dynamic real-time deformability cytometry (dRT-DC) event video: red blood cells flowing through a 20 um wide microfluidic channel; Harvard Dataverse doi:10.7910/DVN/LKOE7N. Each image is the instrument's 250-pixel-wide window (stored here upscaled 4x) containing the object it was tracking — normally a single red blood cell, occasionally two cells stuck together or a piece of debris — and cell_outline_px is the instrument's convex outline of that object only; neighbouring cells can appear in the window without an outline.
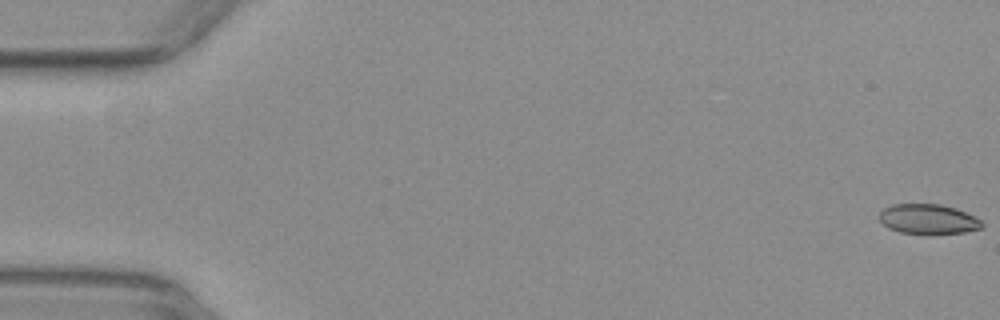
{"species": "common noctule bat (a hibernating species)", "species_latin": "Nyctalus noctula", "temperature_condition": "warm", "stored_images_in_passage": 54, "camera_frame_rate_fps": 3000, "um_per_image_px": 0.085, "animal": {"sex": "female", "body_mass_g": 29.2, "forearm_length_mm": 56.3}, "frame": {"image": 1, "passage_image": 1, "time_ms": 0.0, "image_size_px": [1000, 320], "cell_outline_px": [[984, 228], [964, 232], [928, 236], [900, 232], [888, 228], [880, 220], [880, 212], [884, 208], [892, 204], [940, 204], [956, 208], [976, 216], [984, 224]], "centroid_in_image_um": [78.94, 18.65], "position_along_channel_um": 6.1, "area_um2": 18.44}}
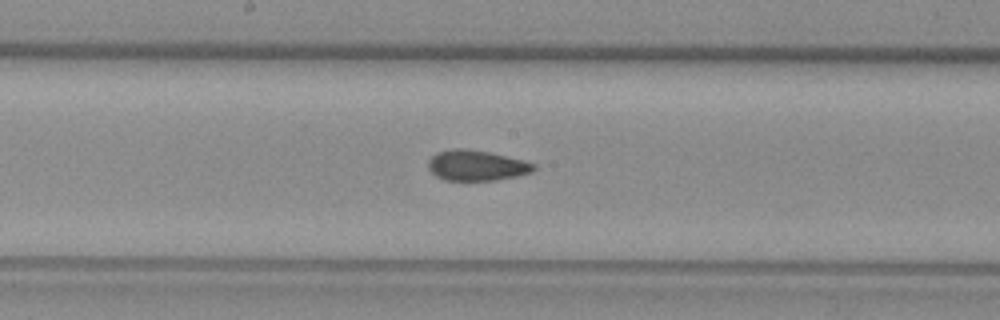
{"frame": {"image": 2, "passage_image": 29, "time_ms": 9.333, "image_size_px": [1000, 320], "cell_outline_px": [[536, 168], [532, 172], [516, 176], [496, 180], [444, 180], [436, 176], [428, 168], [428, 160], [436, 152], [452, 148], [464, 148], [488, 152], [524, 160], [536, 164]], "centroid_in_image_um": [40.49, 14.06], "position_along_channel_um": 207.7, "area_um2": 18.79}}
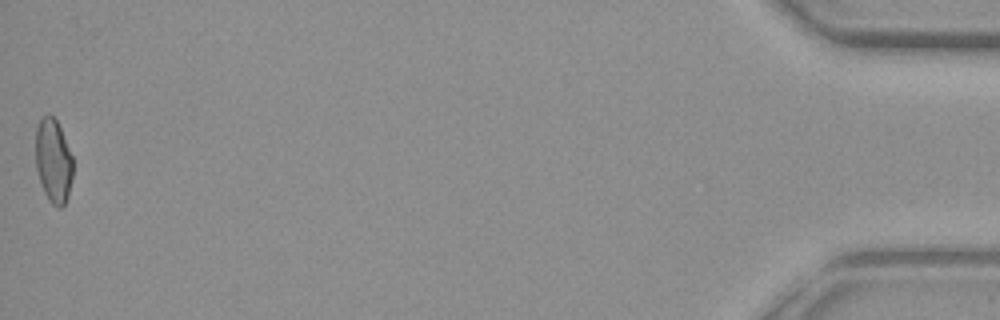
{"frame": {"image": 3, "passage_image": 54, "time_ms": 17.667, "image_size_px": [1000, 320], "cell_outline_px": [[72, 176], [68, 196], [64, 204], [60, 208], [56, 208], [48, 200], [44, 192], [36, 168], [36, 128], [40, 120], [44, 116], [52, 116], [56, 120], [60, 128], [72, 156]], "centroid_in_image_um": [4.53, 13.71], "position_along_channel_um": 430.7, "area_um2": 17.98}, "authors_computed_cell_mechanics": {"area_um2": 18.8428, "velocity_mm_per_s": 3.9158, "shape_relaxation_time_tau1_ms": null, "shape_relaxation_time_tau2_ms": 2.0003, "deformation_change_tau1": null, "deformation_change_tau2": 0.0716}}